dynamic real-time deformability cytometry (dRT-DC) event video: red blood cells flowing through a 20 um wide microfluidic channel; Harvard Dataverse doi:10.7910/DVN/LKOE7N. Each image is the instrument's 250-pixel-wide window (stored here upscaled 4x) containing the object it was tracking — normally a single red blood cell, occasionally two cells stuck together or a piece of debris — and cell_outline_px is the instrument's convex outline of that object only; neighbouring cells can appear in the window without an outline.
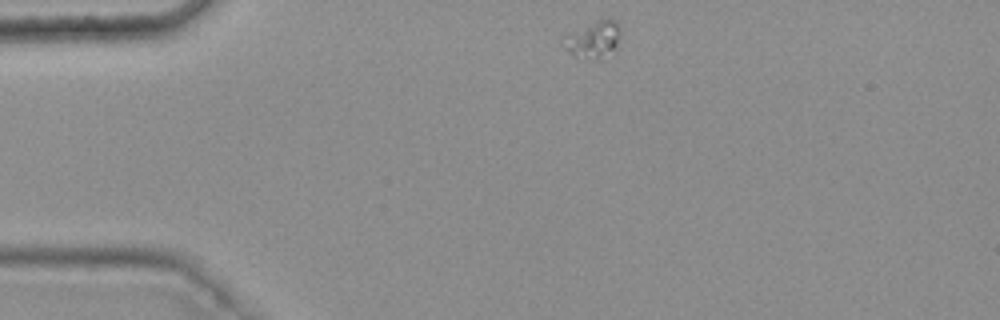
{"species": "common noctule bat (a hibernating species)", "species_latin": "Nyctalus noctula", "temperature_condition": "warm", "stored_images_in_passage": 41, "camera_frame_rate_fps": 3000, "um_per_image_px": 0.085, "animal": {"sex": "female", "body_mass_g": 25.1}, "frame": {"image": 1, "passage_image": 1, "time_ms": 0.0, "image_size_px": [1000, 320], "cell_outline_px": [[620, 36], [616, 48], [592, 60], [572, 56], [564, 48], [564, 36], [600, 20], [612, 16], [620, 24]], "centroid_in_image_um": [50.47, 3.34], "position_along_channel_um": 34.5, "area_um2": 11.96}}
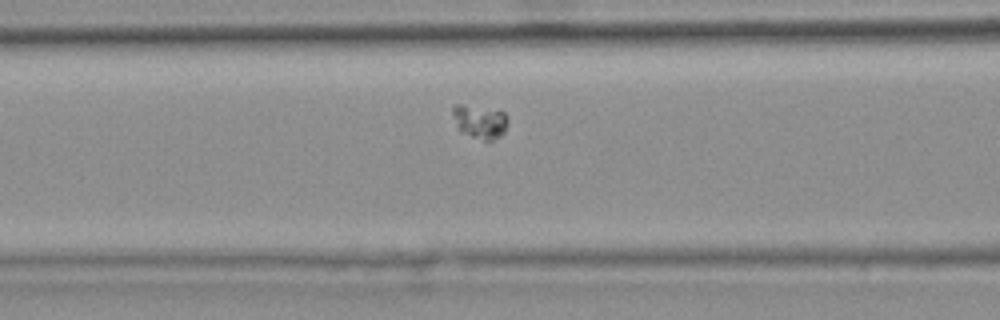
{"frame": {"image": 2, "passage_image": 12, "time_ms": 3.667, "image_size_px": [1000, 320], "cell_outline_px": [[508, 120], [504, 132], [500, 136], [492, 140], [484, 140], [460, 132], [452, 112], [452, 108], [456, 104], [460, 104], [504, 112], [508, 116]], "centroid_in_image_um": [40.8, 10.34], "position_along_channel_um": 125.8, "area_um2": 10.52}}
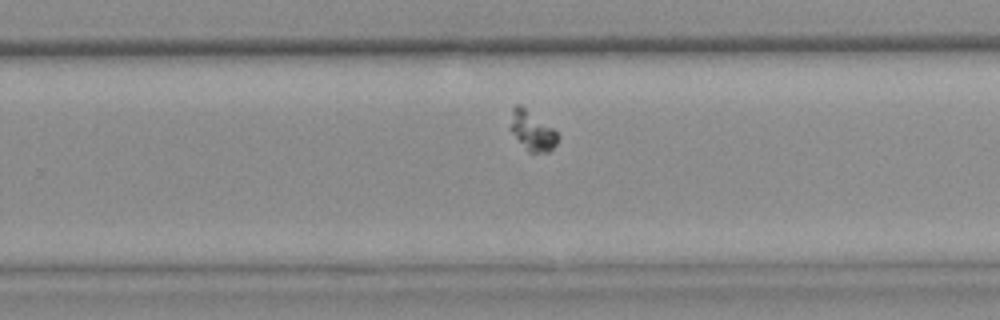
{"frame": {"image": 3, "passage_image": 25, "time_ms": 8.0, "image_size_px": [1000, 320], "cell_outline_px": [[560, 136], [556, 144], [548, 152], [528, 152], [508, 128], [512, 108], [516, 104], [520, 104], [552, 128]], "centroid_in_image_um": [45.2, 11.11], "position_along_channel_um": 284.6, "area_um2": 10.87}}